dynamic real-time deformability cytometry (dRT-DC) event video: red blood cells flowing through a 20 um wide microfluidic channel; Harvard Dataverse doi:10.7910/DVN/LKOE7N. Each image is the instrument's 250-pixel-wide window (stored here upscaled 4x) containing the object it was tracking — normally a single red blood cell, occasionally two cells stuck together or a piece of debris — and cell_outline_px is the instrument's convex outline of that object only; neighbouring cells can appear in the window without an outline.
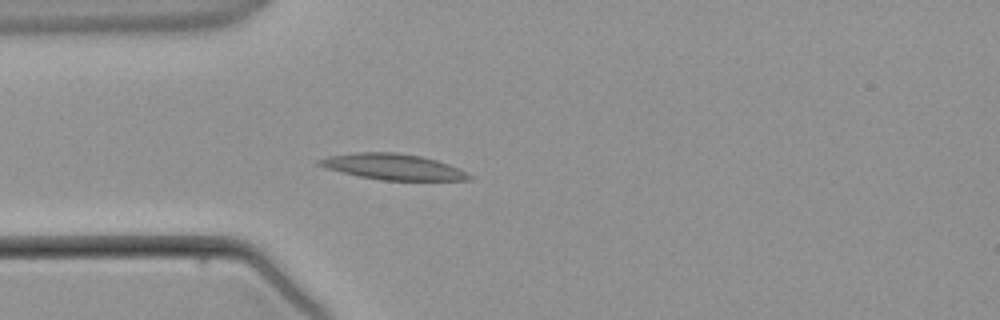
{"species": "common noctule bat (a hibernating species)", "species_latin": "Nyctalus noctula", "temperature_condition": "warm", "stored_images_in_passage": 3, "camera_frame_rate_fps": 3000, "um_per_image_px": 0.085, "animal": {"sex": "male", "body_mass_g": 21.5, "forearm_length_mm": 52.0}, "frame": {"image": 1, "passage_image": 3, "time_ms": 3.0, "image_size_px": [1000, 320], "cell_outline_px": [[476, 176], [472, 180], [380, 180], [360, 176], [324, 168], [316, 164], [316, 160], [328, 156], [356, 152], [396, 152], [420, 156], [436, 160], [448, 164]], "centroid_in_image_um": [33.41, 14.18], "position_along_channel_um": 51.6, "area_um2": 22.66}}